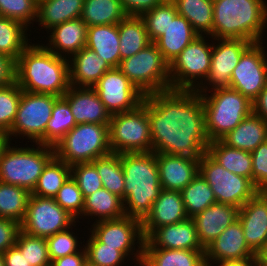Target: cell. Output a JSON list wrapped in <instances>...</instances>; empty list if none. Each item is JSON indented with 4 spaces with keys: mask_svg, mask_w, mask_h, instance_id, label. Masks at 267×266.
Returning <instances> with one entry per match:
<instances>
[{
    "mask_svg": "<svg viewBox=\"0 0 267 266\" xmlns=\"http://www.w3.org/2000/svg\"><path fill=\"white\" fill-rule=\"evenodd\" d=\"M152 151L201 158L210 143L201 95L169 89L145 95Z\"/></svg>",
    "mask_w": 267,
    "mask_h": 266,
    "instance_id": "6da1fadb",
    "label": "cell"
},
{
    "mask_svg": "<svg viewBox=\"0 0 267 266\" xmlns=\"http://www.w3.org/2000/svg\"><path fill=\"white\" fill-rule=\"evenodd\" d=\"M15 82L22 91L62 97L70 87L68 58L31 42L15 61Z\"/></svg>",
    "mask_w": 267,
    "mask_h": 266,
    "instance_id": "7a4b0ae2",
    "label": "cell"
},
{
    "mask_svg": "<svg viewBox=\"0 0 267 266\" xmlns=\"http://www.w3.org/2000/svg\"><path fill=\"white\" fill-rule=\"evenodd\" d=\"M121 164L125 215L142 221L162 190L155 153H122Z\"/></svg>",
    "mask_w": 267,
    "mask_h": 266,
    "instance_id": "3957f363",
    "label": "cell"
},
{
    "mask_svg": "<svg viewBox=\"0 0 267 266\" xmlns=\"http://www.w3.org/2000/svg\"><path fill=\"white\" fill-rule=\"evenodd\" d=\"M266 4V0H213L212 39L263 42Z\"/></svg>",
    "mask_w": 267,
    "mask_h": 266,
    "instance_id": "277c9868",
    "label": "cell"
},
{
    "mask_svg": "<svg viewBox=\"0 0 267 266\" xmlns=\"http://www.w3.org/2000/svg\"><path fill=\"white\" fill-rule=\"evenodd\" d=\"M208 92L200 95L205 111L206 132L211 142L223 139L235 129L253 112V104L240 92L230 87L217 88Z\"/></svg>",
    "mask_w": 267,
    "mask_h": 266,
    "instance_id": "5b68a950",
    "label": "cell"
},
{
    "mask_svg": "<svg viewBox=\"0 0 267 266\" xmlns=\"http://www.w3.org/2000/svg\"><path fill=\"white\" fill-rule=\"evenodd\" d=\"M4 150L0 159V182L17 185L32 192L47 163L55 156L54 147L35 143L33 147H15Z\"/></svg>",
    "mask_w": 267,
    "mask_h": 266,
    "instance_id": "8992f818",
    "label": "cell"
},
{
    "mask_svg": "<svg viewBox=\"0 0 267 266\" xmlns=\"http://www.w3.org/2000/svg\"><path fill=\"white\" fill-rule=\"evenodd\" d=\"M118 69L144 95L171 89L170 64L154 42L136 54L122 59Z\"/></svg>",
    "mask_w": 267,
    "mask_h": 266,
    "instance_id": "52a82bcc",
    "label": "cell"
},
{
    "mask_svg": "<svg viewBox=\"0 0 267 266\" xmlns=\"http://www.w3.org/2000/svg\"><path fill=\"white\" fill-rule=\"evenodd\" d=\"M108 133L109 146L113 153L151 152L152 139L147 116V98L144 97L135 110L111 115Z\"/></svg>",
    "mask_w": 267,
    "mask_h": 266,
    "instance_id": "ba28073f",
    "label": "cell"
},
{
    "mask_svg": "<svg viewBox=\"0 0 267 266\" xmlns=\"http://www.w3.org/2000/svg\"><path fill=\"white\" fill-rule=\"evenodd\" d=\"M55 156L69 166L93 162L111 153L108 125L77 124L56 146Z\"/></svg>",
    "mask_w": 267,
    "mask_h": 266,
    "instance_id": "9c48e42d",
    "label": "cell"
},
{
    "mask_svg": "<svg viewBox=\"0 0 267 266\" xmlns=\"http://www.w3.org/2000/svg\"><path fill=\"white\" fill-rule=\"evenodd\" d=\"M209 38L212 37L197 36L170 64L171 89L196 91L206 80L212 54Z\"/></svg>",
    "mask_w": 267,
    "mask_h": 266,
    "instance_id": "30bf717a",
    "label": "cell"
},
{
    "mask_svg": "<svg viewBox=\"0 0 267 266\" xmlns=\"http://www.w3.org/2000/svg\"><path fill=\"white\" fill-rule=\"evenodd\" d=\"M58 98L52 94L22 91L15 120L7 133L10 140L22 135L23 139L27 137L31 143H37L46 134V125Z\"/></svg>",
    "mask_w": 267,
    "mask_h": 266,
    "instance_id": "8fae6325",
    "label": "cell"
},
{
    "mask_svg": "<svg viewBox=\"0 0 267 266\" xmlns=\"http://www.w3.org/2000/svg\"><path fill=\"white\" fill-rule=\"evenodd\" d=\"M199 173L211 186L217 203L230 204L240 209L258 192L250 179L226 170L207 153L199 160Z\"/></svg>",
    "mask_w": 267,
    "mask_h": 266,
    "instance_id": "7c38bea8",
    "label": "cell"
},
{
    "mask_svg": "<svg viewBox=\"0 0 267 266\" xmlns=\"http://www.w3.org/2000/svg\"><path fill=\"white\" fill-rule=\"evenodd\" d=\"M90 232L100 243L117 247L128 258L127 261L133 255L135 258L131 257L132 260L141 266L145 238L140 219L125 215L117 219L94 222ZM135 244H138L137 249Z\"/></svg>",
    "mask_w": 267,
    "mask_h": 266,
    "instance_id": "4fadbf2b",
    "label": "cell"
},
{
    "mask_svg": "<svg viewBox=\"0 0 267 266\" xmlns=\"http://www.w3.org/2000/svg\"><path fill=\"white\" fill-rule=\"evenodd\" d=\"M58 205L54 198L32 195L29 198L24 220L20 224L25 233L48 238L80 222Z\"/></svg>",
    "mask_w": 267,
    "mask_h": 266,
    "instance_id": "5bb4252c",
    "label": "cell"
},
{
    "mask_svg": "<svg viewBox=\"0 0 267 266\" xmlns=\"http://www.w3.org/2000/svg\"><path fill=\"white\" fill-rule=\"evenodd\" d=\"M263 42L253 43L234 68L230 88L253 102L267 84V51ZM266 52V53H265Z\"/></svg>",
    "mask_w": 267,
    "mask_h": 266,
    "instance_id": "9a60e30c",
    "label": "cell"
},
{
    "mask_svg": "<svg viewBox=\"0 0 267 266\" xmlns=\"http://www.w3.org/2000/svg\"><path fill=\"white\" fill-rule=\"evenodd\" d=\"M213 40L218 43L212 44L211 66L206 80L196 90L199 94L207 93L217 88L230 87L234 68L240 61L241 55L253 44L243 39L213 38Z\"/></svg>",
    "mask_w": 267,
    "mask_h": 266,
    "instance_id": "2e32d148",
    "label": "cell"
},
{
    "mask_svg": "<svg viewBox=\"0 0 267 266\" xmlns=\"http://www.w3.org/2000/svg\"><path fill=\"white\" fill-rule=\"evenodd\" d=\"M92 88L110 115L135 110L145 97L118 68L107 71Z\"/></svg>",
    "mask_w": 267,
    "mask_h": 266,
    "instance_id": "e0dca14e",
    "label": "cell"
},
{
    "mask_svg": "<svg viewBox=\"0 0 267 266\" xmlns=\"http://www.w3.org/2000/svg\"><path fill=\"white\" fill-rule=\"evenodd\" d=\"M205 264L221 261L239 260L256 257L248 246L239 219L230 224L213 242L205 248Z\"/></svg>",
    "mask_w": 267,
    "mask_h": 266,
    "instance_id": "ac0fdd59",
    "label": "cell"
},
{
    "mask_svg": "<svg viewBox=\"0 0 267 266\" xmlns=\"http://www.w3.org/2000/svg\"><path fill=\"white\" fill-rule=\"evenodd\" d=\"M248 246L257 253L267 242V192L258 191L238 212Z\"/></svg>",
    "mask_w": 267,
    "mask_h": 266,
    "instance_id": "d6986e66",
    "label": "cell"
},
{
    "mask_svg": "<svg viewBox=\"0 0 267 266\" xmlns=\"http://www.w3.org/2000/svg\"><path fill=\"white\" fill-rule=\"evenodd\" d=\"M160 185L163 190L181 191L199 173L200 158L155 153Z\"/></svg>",
    "mask_w": 267,
    "mask_h": 266,
    "instance_id": "ffe728a7",
    "label": "cell"
},
{
    "mask_svg": "<svg viewBox=\"0 0 267 266\" xmlns=\"http://www.w3.org/2000/svg\"><path fill=\"white\" fill-rule=\"evenodd\" d=\"M144 248L205 250L199 240L193 219L156 228L144 242Z\"/></svg>",
    "mask_w": 267,
    "mask_h": 266,
    "instance_id": "44dd1931",
    "label": "cell"
},
{
    "mask_svg": "<svg viewBox=\"0 0 267 266\" xmlns=\"http://www.w3.org/2000/svg\"><path fill=\"white\" fill-rule=\"evenodd\" d=\"M63 97L68 101L76 124L109 125L111 115L93 88L70 86Z\"/></svg>",
    "mask_w": 267,
    "mask_h": 266,
    "instance_id": "7402d4cb",
    "label": "cell"
},
{
    "mask_svg": "<svg viewBox=\"0 0 267 266\" xmlns=\"http://www.w3.org/2000/svg\"><path fill=\"white\" fill-rule=\"evenodd\" d=\"M181 192L161 190L152 204L151 211L142 220V231L146 239L156 228L175 224L187 219Z\"/></svg>",
    "mask_w": 267,
    "mask_h": 266,
    "instance_id": "603a6c76",
    "label": "cell"
},
{
    "mask_svg": "<svg viewBox=\"0 0 267 266\" xmlns=\"http://www.w3.org/2000/svg\"><path fill=\"white\" fill-rule=\"evenodd\" d=\"M238 212L239 208L236 206L216 202L193 217L201 246L205 249L236 221Z\"/></svg>",
    "mask_w": 267,
    "mask_h": 266,
    "instance_id": "cb8c5ba5",
    "label": "cell"
},
{
    "mask_svg": "<svg viewBox=\"0 0 267 266\" xmlns=\"http://www.w3.org/2000/svg\"><path fill=\"white\" fill-rule=\"evenodd\" d=\"M47 33L51 34L49 43L42 45L60 57L69 59L86 46L87 25L81 18L54 26Z\"/></svg>",
    "mask_w": 267,
    "mask_h": 266,
    "instance_id": "d4e9b609",
    "label": "cell"
},
{
    "mask_svg": "<svg viewBox=\"0 0 267 266\" xmlns=\"http://www.w3.org/2000/svg\"><path fill=\"white\" fill-rule=\"evenodd\" d=\"M68 62L69 82L73 87L92 88L107 71L112 69L95 51L86 46L70 57Z\"/></svg>",
    "mask_w": 267,
    "mask_h": 266,
    "instance_id": "484cf974",
    "label": "cell"
},
{
    "mask_svg": "<svg viewBox=\"0 0 267 266\" xmlns=\"http://www.w3.org/2000/svg\"><path fill=\"white\" fill-rule=\"evenodd\" d=\"M199 34L192 28L190 22L183 16L177 15L170 19L165 32L154 42L164 59L171 64L174 59Z\"/></svg>",
    "mask_w": 267,
    "mask_h": 266,
    "instance_id": "4316f807",
    "label": "cell"
},
{
    "mask_svg": "<svg viewBox=\"0 0 267 266\" xmlns=\"http://www.w3.org/2000/svg\"><path fill=\"white\" fill-rule=\"evenodd\" d=\"M86 47L95 51L112 68L120 64L118 24L87 27Z\"/></svg>",
    "mask_w": 267,
    "mask_h": 266,
    "instance_id": "83f0119b",
    "label": "cell"
},
{
    "mask_svg": "<svg viewBox=\"0 0 267 266\" xmlns=\"http://www.w3.org/2000/svg\"><path fill=\"white\" fill-rule=\"evenodd\" d=\"M221 140L230 147L252 152L267 140V122L252 112Z\"/></svg>",
    "mask_w": 267,
    "mask_h": 266,
    "instance_id": "f1b7e54d",
    "label": "cell"
},
{
    "mask_svg": "<svg viewBox=\"0 0 267 266\" xmlns=\"http://www.w3.org/2000/svg\"><path fill=\"white\" fill-rule=\"evenodd\" d=\"M84 0H39L36 22L49 31L66 21L81 18ZM48 29V30H47Z\"/></svg>",
    "mask_w": 267,
    "mask_h": 266,
    "instance_id": "f546056e",
    "label": "cell"
},
{
    "mask_svg": "<svg viewBox=\"0 0 267 266\" xmlns=\"http://www.w3.org/2000/svg\"><path fill=\"white\" fill-rule=\"evenodd\" d=\"M206 153L226 170L252 181L251 152L230 147L222 140H215L209 143Z\"/></svg>",
    "mask_w": 267,
    "mask_h": 266,
    "instance_id": "4dcf8cb0",
    "label": "cell"
},
{
    "mask_svg": "<svg viewBox=\"0 0 267 266\" xmlns=\"http://www.w3.org/2000/svg\"><path fill=\"white\" fill-rule=\"evenodd\" d=\"M205 250L144 248L141 266H206Z\"/></svg>",
    "mask_w": 267,
    "mask_h": 266,
    "instance_id": "1f68e13d",
    "label": "cell"
},
{
    "mask_svg": "<svg viewBox=\"0 0 267 266\" xmlns=\"http://www.w3.org/2000/svg\"><path fill=\"white\" fill-rule=\"evenodd\" d=\"M120 61L152 43L141 17L127 16L118 23Z\"/></svg>",
    "mask_w": 267,
    "mask_h": 266,
    "instance_id": "d6a6232c",
    "label": "cell"
},
{
    "mask_svg": "<svg viewBox=\"0 0 267 266\" xmlns=\"http://www.w3.org/2000/svg\"><path fill=\"white\" fill-rule=\"evenodd\" d=\"M96 218L95 222L125 216L123 199L106 188L96 190L84 199L83 217Z\"/></svg>",
    "mask_w": 267,
    "mask_h": 266,
    "instance_id": "836d02e7",
    "label": "cell"
},
{
    "mask_svg": "<svg viewBox=\"0 0 267 266\" xmlns=\"http://www.w3.org/2000/svg\"><path fill=\"white\" fill-rule=\"evenodd\" d=\"M127 16L121 0H84L81 19L89 27L118 24Z\"/></svg>",
    "mask_w": 267,
    "mask_h": 266,
    "instance_id": "e575fe53",
    "label": "cell"
},
{
    "mask_svg": "<svg viewBox=\"0 0 267 266\" xmlns=\"http://www.w3.org/2000/svg\"><path fill=\"white\" fill-rule=\"evenodd\" d=\"M178 15L185 17L199 35L212 37L213 0H172Z\"/></svg>",
    "mask_w": 267,
    "mask_h": 266,
    "instance_id": "d590c367",
    "label": "cell"
},
{
    "mask_svg": "<svg viewBox=\"0 0 267 266\" xmlns=\"http://www.w3.org/2000/svg\"><path fill=\"white\" fill-rule=\"evenodd\" d=\"M76 125L68 101L63 96L59 97L46 125V134L37 143L54 147Z\"/></svg>",
    "mask_w": 267,
    "mask_h": 266,
    "instance_id": "8d00e7d4",
    "label": "cell"
},
{
    "mask_svg": "<svg viewBox=\"0 0 267 266\" xmlns=\"http://www.w3.org/2000/svg\"><path fill=\"white\" fill-rule=\"evenodd\" d=\"M29 29L19 21L0 16V53L16 61L28 42Z\"/></svg>",
    "mask_w": 267,
    "mask_h": 266,
    "instance_id": "74e56055",
    "label": "cell"
},
{
    "mask_svg": "<svg viewBox=\"0 0 267 266\" xmlns=\"http://www.w3.org/2000/svg\"><path fill=\"white\" fill-rule=\"evenodd\" d=\"M70 176V166L54 156L44 167L31 194L39 197L54 198Z\"/></svg>",
    "mask_w": 267,
    "mask_h": 266,
    "instance_id": "f35d334b",
    "label": "cell"
},
{
    "mask_svg": "<svg viewBox=\"0 0 267 266\" xmlns=\"http://www.w3.org/2000/svg\"><path fill=\"white\" fill-rule=\"evenodd\" d=\"M31 192L17 185L0 182V218L22 223Z\"/></svg>",
    "mask_w": 267,
    "mask_h": 266,
    "instance_id": "ab89813d",
    "label": "cell"
},
{
    "mask_svg": "<svg viewBox=\"0 0 267 266\" xmlns=\"http://www.w3.org/2000/svg\"><path fill=\"white\" fill-rule=\"evenodd\" d=\"M188 218H193L208 206L216 203L211 186L200 173L180 191Z\"/></svg>",
    "mask_w": 267,
    "mask_h": 266,
    "instance_id": "60d3db41",
    "label": "cell"
},
{
    "mask_svg": "<svg viewBox=\"0 0 267 266\" xmlns=\"http://www.w3.org/2000/svg\"><path fill=\"white\" fill-rule=\"evenodd\" d=\"M100 176L103 188L123 199L124 173L121 164V154L111 152L92 162Z\"/></svg>",
    "mask_w": 267,
    "mask_h": 266,
    "instance_id": "b9f144b4",
    "label": "cell"
},
{
    "mask_svg": "<svg viewBox=\"0 0 267 266\" xmlns=\"http://www.w3.org/2000/svg\"><path fill=\"white\" fill-rule=\"evenodd\" d=\"M178 15L176 5L172 0H165L160 5L145 12L143 19L151 42H155L166 30L170 19Z\"/></svg>",
    "mask_w": 267,
    "mask_h": 266,
    "instance_id": "7bdbcfd3",
    "label": "cell"
},
{
    "mask_svg": "<svg viewBox=\"0 0 267 266\" xmlns=\"http://www.w3.org/2000/svg\"><path fill=\"white\" fill-rule=\"evenodd\" d=\"M15 246L31 266L51 265L46 238L32 236L20 230Z\"/></svg>",
    "mask_w": 267,
    "mask_h": 266,
    "instance_id": "ee69618b",
    "label": "cell"
},
{
    "mask_svg": "<svg viewBox=\"0 0 267 266\" xmlns=\"http://www.w3.org/2000/svg\"><path fill=\"white\" fill-rule=\"evenodd\" d=\"M85 245L86 260L93 265L122 266L127 259L117 247H111L100 243L92 234L89 236V239H87Z\"/></svg>",
    "mask_w": 267,
    "mask_h": 266,
    "instance_id": "f6af8a7d",
    "label": "cell"
},
{
    "mask_svg": "<svg viewBox=\"0 0 267 266\" xmlns=\"http://www.w3.org/2000/svg\"><path fill=\"white\" fill-rule=\"evenodd\" d=\"M22 89L13 82L0 88V130L8 133L16 117Z\"/></svg>",
    "mask_w": 267,
    "mask_h": 266,
    "instance_id": "bcb514c9",
    "label": "cell"
},
{
    "mask_svg": "<svg viewBox=\"0 0 267 266\" xmlns=\"http://www.w3.org/2000/svg\"><path fill=\"white\" fill-rule=\"evenodd\" d=\"M37 8L38 0H0V16L19 21L27 28L36 21Z\"/></svg>",
    "mask_w": 267,
    "mask_h": 266,
    "instance_id": "7dc6e473",
    "label": "cell"
},
{
    "mask_svg": "<svg viewBox=\"0 0 267 266\" xmlns=\"http://www.w3.org/2000/svg\"><path fill=\"white\" fill-rule=\"evenodd\" d=\"M54 199L58 205L75 219L83 217L84 197L76 181L71 176L59 189Z\"/></svg>",
    "mask_w": 267,
    "mask_h": 266,
    "instance_id": "c3c4849f",
    "label": "cell"
},
{
    "mask_svg": "<svg viewBox=\"0 0 267 266\" xmlns=\"http://www.w3.org/2000/svg\"><path fill=\"white\" fill-rule=\"evenodd\" d=\"M72 228L73 227L71 226V228L57 232L56 234L46 238L48 254L51 261L80 252L82 248H84V244L80 247L78 236H76V234L72 231Z\"/></svg>",
    "mask_w": 267,
    "mask_h": 266,
    "instance_id": "681fc988",
    "label": "cell"
},
{
    "mask_svg": "<svg viewBox=\"0 0 267 266\" xmlns=\"http://www.w3.org/2000/svg\"><path fill=\"white\" fill-rule=\"evenodd\" d=\"M71 168V177L76 181L84 199L103 188L102 180L92 162L77 163Z\"/></svg>",
    "mask_w": 267,
    "mask_h": 266,
    "instance_id": "f907efd6",
    "label": "cell"
},
{
    "mask_svg": "<svg viewBox=\"0 0 267 266\" xmlns=\"http://www.w3.org/2000/svg\"><path fill=\"white\" fill-rule=\"evenodd\" d=\"M252 182L258 191L267 192V140L251 152Z\"/></svg>",
    "mask_w": 267,
    "mask_h": 266,
    "instance_id": "816d5d0a",
    "label": "cell"
},
{
    "mask_svg": "<svg viewBox=\"0 0 267 266\" xmlns=\"http://www.w3.org/2000/svg\"><path fill=\"white\" fill-rule=\"evenodd\" d=\"M21 230L20 224L11 219L0 218V254L15 246Z\"/></svg>",
    "mask_w": 267,
    "mask_h": 266,
    "instance_id": "f5cc1de1",
    "label": "cell"
},
{
    "mask_svg": "<svg viewBox=\"0 0 267 266\" xmlns=\"http://www.w3.org/2000/svg\"><path fill=\"white\" fill-rule=\"evenodd\" d=\"M164 1L165 0H121V3L128 16L141 17L145 12H148Z\"/></svg>",
    "mask_w": 267,
    "mask_h": 266,
    "instance_id": "db71d44e",
    "label": "cell"
},
{
    "mask_svg": "<svg viewBox=\"0 0 267 266\" xmlns=\"http://www.w3.org/2000/svg\"><path fill=\"white\" fill-rule=\"evenodd\" d=\"M15 82V61L0 53V88Z\"/></svg>",
    "mask_w": 267,
    "mask_h": 266,
    "instance_id": "11a10c76",
    "label": "cell"
},
{
    "mask_svg": "<svg viewBox=\"0 0 267 266\" xmlns=\"http://www.w3.org/2000/svg\"><path fill=\"white\" fill-rule=\"evenodd\" d=\"M86 262V251L83 248L80 252L57 258L51 261L50 266H82Z\"/></svg>",
    "mask_w": 267,
    "mask_h": 266,
    "instance_id": "9f6ffc18",
    "label": "cell"
},
{
    "mask_svg": "<svg viewBox=\"0 0 267 266\" xmlns=\"http://www.w3.org/2000/svg\"><path fill=\"white\" fill-rule=\"evenodd\" d=\"M2 255L5 266H31L16 246L8 248Z\"/></svg>",
    "mask_w": 267,
    "mask_h": 266,
    "instance_id": "6f0895ef",
    "label": "cell"
},
{
    "mask_svg": "<svg viewBox=\"0 0 267 266\" xmlns=\"http://www.w3.org/2000/svg\"><path fill=\"white\" fill-rule=\"evenodd\" d=\"M252 104L253 113L267 122V84Z\"/></svg>",
    "mask_w": 267,
    "mask_h": 266,
    "instance_id": "680465c9",
    "label": "cell"
},
{
    "mask_svg": "<svg viewBox=\"0 0 267 266\" xmlns=\"http://www.w3.org/2000/svg\"><path fill=\"white\" fill-rule=\"evenodd\" d=\"M213 264H217L216 266H258L256 257H248L239 260L221 261Z\"/></svg>",
    "mask_w": 267,
    "mask_h": 266,
    "instance_id": "91938a15",
    "label": "cell"
},
{
    "mask_svg": "<svg viewBox=\"0 0 267 266\" xmlns=\"http://www.w3.org/2000/svg\"><path fill=\"white\" fill-rule=\"evenodd\" d=\"M256 259L258 266H267V242L266 244L256 253Z\"/></svg>",
    "mask_w": 267,
    "mask_h": 266,
    "instance_id": "94428289",
    "label": "cell"
},
{
    "mask_svg": "<svg viewBox=\"0 0 267 266\" xmlns=\"http://www.w3.org/2000/svg\"><path fill=\"white\" fill-rule=\"evenodd\" d=\"M10 143L11 140L8 134L0 130V159L2 157L4 150L9 146Z\"/></svg>",
    "mask_w": 267,
    "mask_h": 266,
    "instance_id": "6125c7cd",
    "label": "cell"
},
{
    "mask_svg": "<svg viewBox=\"0 0 267 266\" xmlns=\"http://www.w3.org/2000/svg\"><path fill=\"white\" fill-rule=\"evenodd\" d=\"M0 266H5L4 257L0 254Z\"/></svg>",
    "mask_w": 267,
    "mask_h": 266,
    "instance_id": "be15d7a7",
    "label": "cell"
},
{
    "mask_svg": "<svg viewBox=\"0 0 267 266\" xmlns=\"http://www.w3.org/2000/svg\"><path fill=\"white\" fill-rule=\"evenodd\" d=\"M82 266H96V265H93V264L89 263V262L86 260V262H85Z\"/></svg>",
    "mask_w": 267,
    "mask_h": 266,
    "instance_id": "e7e4bbea",
    "label": "cell"
}]
</instances>
